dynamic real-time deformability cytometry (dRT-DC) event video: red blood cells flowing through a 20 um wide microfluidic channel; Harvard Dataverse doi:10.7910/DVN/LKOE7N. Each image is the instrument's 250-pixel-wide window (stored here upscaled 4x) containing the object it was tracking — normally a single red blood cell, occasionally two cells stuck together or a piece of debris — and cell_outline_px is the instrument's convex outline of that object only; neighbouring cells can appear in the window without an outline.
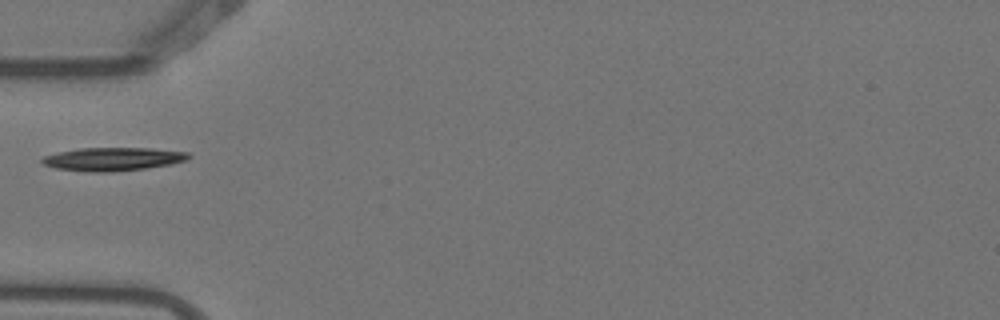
{"species": "Egyptian fruit bat (a non-hibernating species)", "species_latin": "Rousettus aegyptiacus", "temperature_condition": "warm", "stored_images_in_passage": 6, "camera_frame_rate_fps": 3000, "um_per_image_px": 0.085, "animal": {"sex": "female"}, "frame": {"image": 1, "passage_image": 5, "time_ms": 1.333, "image_size_px": [1000, 320], "cell_outline_px": [[192, 156], [188, 160], [172, 164], [144, 168], [108, 172], [92, 172], [56, 168], [44, 164], [40, 160], [44, 156], [60, 152], [80, 148], [148, 148], [188, 152]], "centroid_in_image_um": [9.64, 13.52], "position_along_channel_um": 75.4, "area_um2": 19.71}}
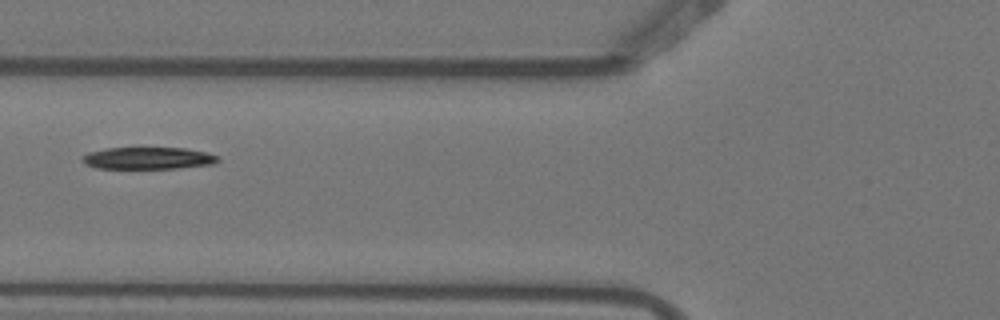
{"frame": {"image": 2, "passage_image": 6, "time_ms": 1.667, "image_size_px": [1000, 320], "cell_outline_px": [[220, 160], [212, 164], [176, 168], [96, 168], [84, 164], [80, 160], [88, 152], [104, 148], [184, 148], [204, 152], [216, 156]], "centroid_in_image_um": [12.52, 13.44], "position_along_channel_um": 113.3, "area_um2": 17.22}}